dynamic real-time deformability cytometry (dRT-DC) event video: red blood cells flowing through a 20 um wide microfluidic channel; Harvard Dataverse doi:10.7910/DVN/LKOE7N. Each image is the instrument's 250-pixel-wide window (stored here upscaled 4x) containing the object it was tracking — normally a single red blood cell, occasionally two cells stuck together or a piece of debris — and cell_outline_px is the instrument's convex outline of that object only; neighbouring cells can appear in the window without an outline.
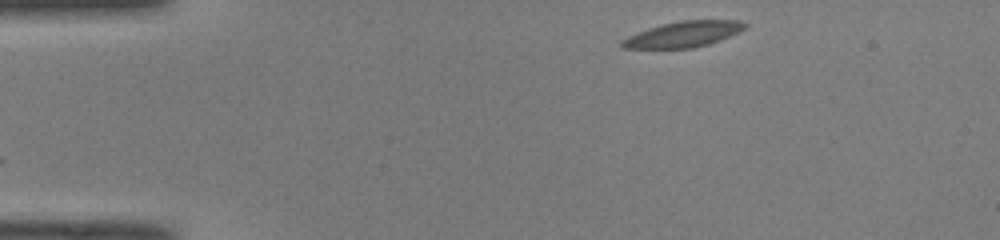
{"species": "common noctule bat (a hibernating species)", "species_latin": "Nyctalus noctula", "temperature_condition": "room temperature", "stored_images_in_passage": 45, "camera_frame_rate_fps": 3000, "um_per_image_px": 0.085, "animal": {"sex": "male", "body_mass_g": 19.0, "forearm_length_mm": 50.8}, "frame": {"image": 1, "passage_image": 1, "time_ms": 0.0, "image_size_px": [1000, 240], "cell_outline_px": [[748, 24], [744, 28], [720, 40], [708, 44], [692, 48], [624, 48], [620, 44], [620, 40], [628, 36], [648, 28], [680, 20], [740, 20]], "centroid_in_image_um": [58.06, 2.91], "position_along_channel_um": 26.9, "area_um2": 18.21}}
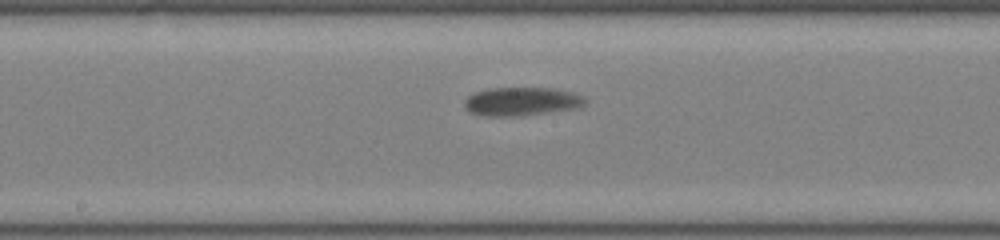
{"frame": {"image": 2, "passage_image": 20, "time_ms": 6.333, "image_size_px": [1000, 240], "cell_outline_px": [[584, 104], [580, 108], [520, 116], [484, 116], [468, 112], [464, 108], [464, 100], [468, 96], [476, 92], [488, 88], [552, 88], [572, 92], [580, 96], [584, 100]], "centroid_in_image_um": [44.28, 8.63], "position_along_channel_um": 203.9, "area_um2": 20.11}}
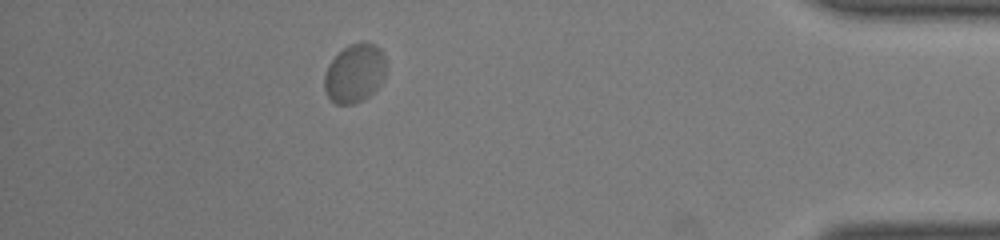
{"frame": {"image": 3, "passage_image": 39, "time_ms": 12.667, "image_size_px": [1000, 240], "cell_outline_px": [[384, 76], [380, 84], [368, 96], [352, 104], [336, 104], [324, 92], [324, 76], [328, 64], [348, 44], [360, 40], [364, 40], [376, 44], [380, 48], [384, 56]], "centroid_in_image_um": [30.13, 6.18], "position_along_channel_um": 405.1, "area_um2": 21.1}, "authors_computed_cell_mechanics": {"area_um2": 19.2474, "velocity_mm_per_s": 3.8925, "shape_relaxation_time_tau1_ms": 4.969, "shape_relaxation_time_tau2_ms": null, "deformation_change_tau1": 0.1045, "deformation_change_tau2": null}}